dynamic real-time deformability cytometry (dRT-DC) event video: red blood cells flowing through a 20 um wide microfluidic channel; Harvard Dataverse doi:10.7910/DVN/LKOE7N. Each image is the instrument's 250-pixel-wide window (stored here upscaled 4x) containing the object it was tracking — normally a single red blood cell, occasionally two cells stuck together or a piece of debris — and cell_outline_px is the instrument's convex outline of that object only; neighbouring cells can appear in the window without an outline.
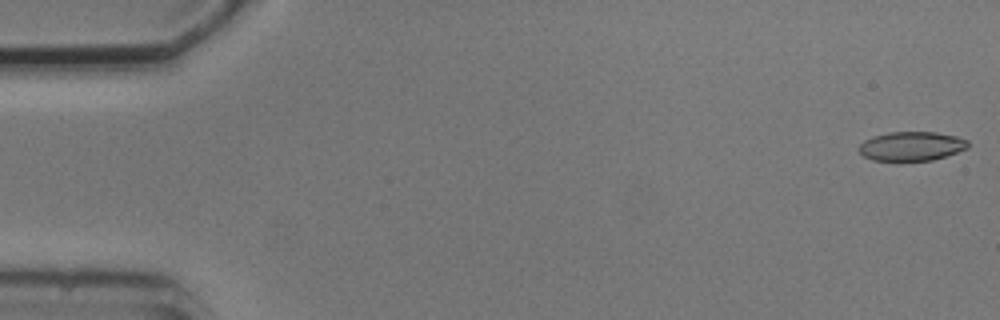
{"species": "common noctule bat (a hibernating species)", "species_latin": "Nyctalus noctula", "temperature_condition": "cold", "stored_images_in_passage": 5, "segment_of_instrument_passage": [1, 2], "camera_frame_rate_fps": 3000, "um_per_image_px": 0.085, "animal": {"sex": "male", "body_mass_g": 20.5, "forearm_length_mm": 52.5}, "frame": {"image": 1, "passage_image": 1, "time_ms": 0.0, "image_size_px": [1000, 320], "cell_outline_px": [[968, 148], [932, 160], [872, 160], [864, 156], [856, 148], [864, 140], [872, 136], [888, 132], [936, 132], [956, 136], [968, 140]], "centroid_in_image_um": [77.44, 12.41], "position_along_channel_um": 7.6, "area_um2": 18.44}}